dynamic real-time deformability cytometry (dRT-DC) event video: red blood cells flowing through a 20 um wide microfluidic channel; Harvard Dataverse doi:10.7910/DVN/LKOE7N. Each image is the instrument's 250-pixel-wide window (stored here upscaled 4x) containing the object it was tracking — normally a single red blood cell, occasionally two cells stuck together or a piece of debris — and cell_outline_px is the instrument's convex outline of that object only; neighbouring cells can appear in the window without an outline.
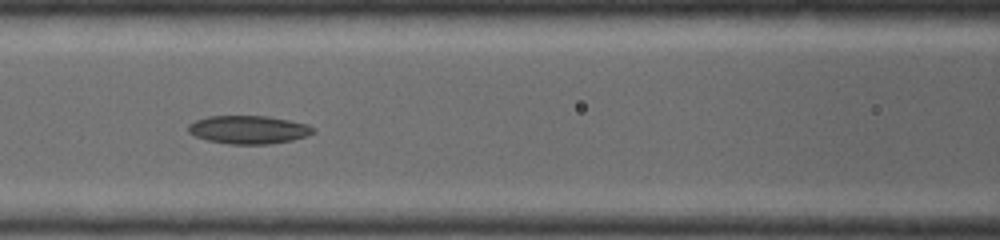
{"species": "common noctule bat (a hibernating species)", "species_latin": "Nyctalus noctula", "temperature_condition": "warm", "stored_images_in_passage": 35, "camera_frame_rate_fps": 5000, "um_per_image_px": 0.085, "animal": {"sex": "female", "body_mass_g": 19.0, "forearm_length_mm": 53.3}, "frame": {"image": 1, "passage_image": 14, "time_ms": 2.6, "image_size_px": [1000, 240], "cell_outline_px": [[316, 132], [308, 136], [292, 140], [268, 144], [228, 144], [208, 140], [196, 136], [188, 132], [188, 124], [196, 120], [208, 116], [268, 116], [308, 124], [316, 128]], "centroid_in_image_um": [21.16, 11.02], "position_along_channel_um": 145.4, "area_um2": 20.63}}
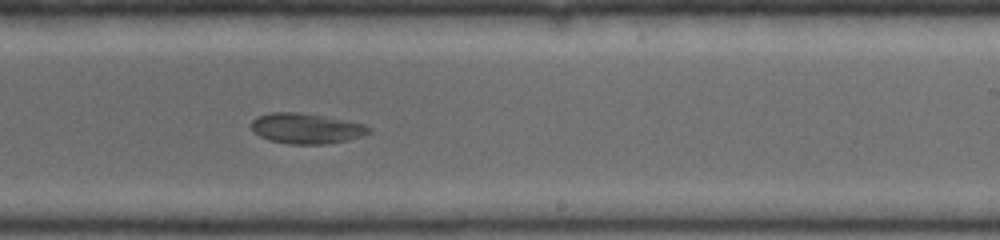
{"frame": {"image": 2, "passage_image": 21, "time_ms": 4.0, "image_size_px": [1000, 240], "cell_outline_px": [[372, 132], [348, 140], [328, 144], [288, 144], [268, 140], [260, 136], [252, 128], [252, 120], [256, 116], [272, 112], [300, 112], [324, 116], [364, 124], [372, 128]], "centroid_in_image_um": [26.04, 10.92], "position_along_channel_um": 263.0, "area_um2": 20.87}}
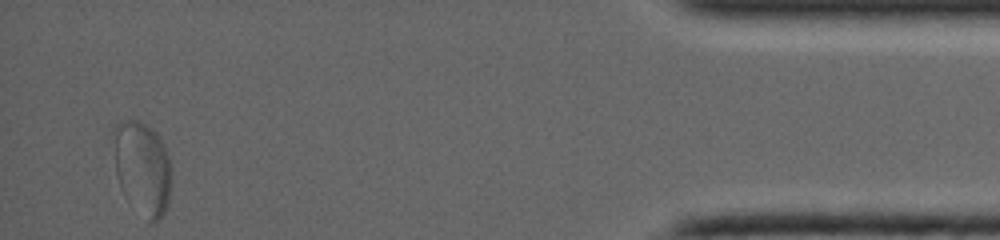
{"frame": {"image": 3, "passage_image": 35, "time_ms": 6.8, "image_size_px": [1000, 240], "cell_outline_px": [[172, 184], [168, 204], [164, 212], [156, 224], [152, 224], [124, 196], [120, 188], [116, 176], [112, 132], [112, 128], [120, 120], [136, 120], [152, 128], [156, 132], [168, 156]], "centroid_in_image_um": [12.08, 14.29], "position_along_channel_um": 423.1, "area_um2": 31.91}}